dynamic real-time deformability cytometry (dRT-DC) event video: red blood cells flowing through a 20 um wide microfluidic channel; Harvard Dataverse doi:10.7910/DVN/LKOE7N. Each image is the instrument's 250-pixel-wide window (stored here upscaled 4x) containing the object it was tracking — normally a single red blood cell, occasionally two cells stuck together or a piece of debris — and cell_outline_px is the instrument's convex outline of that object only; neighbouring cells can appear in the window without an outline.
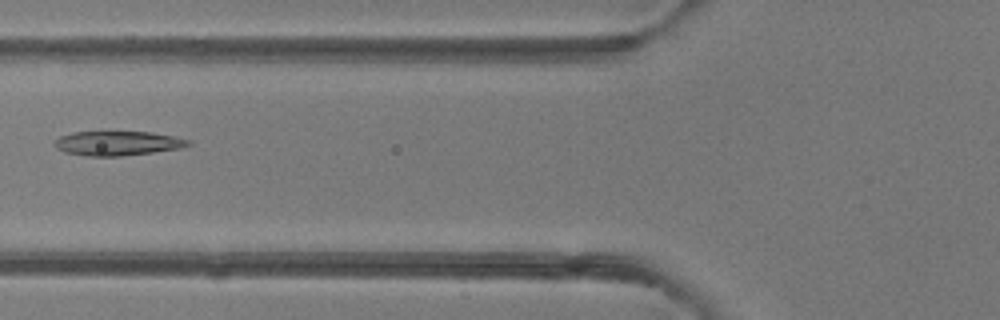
{"species": "common noctule bat (a hibernating species)", "species_latin": "Nyctalus noctula", "temperature_condition": "room temperature", "stored_images_in_passage": 5, "camera_frame_rate_fps": 3000, "um_per_image_px": 0.085, "animal": {"sex": "female"}, "frame": {"image": 1, "passage_image": 5, "time_ms": 5.333, "image_size_px": [1000, 320], "cell_outline_px": [[192, 144], [180, 148], [152, 152], [120, 156], [88, 156], [64, 152], [56, 148], [52, 144], [60, 136], [72, 132], [152, 132], [172, 136], [188, 140]], "centroid_in_image_um": [9.95, 12.18], "position_along_channel_um": 115.9, "area_um2": 18.84}}